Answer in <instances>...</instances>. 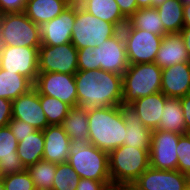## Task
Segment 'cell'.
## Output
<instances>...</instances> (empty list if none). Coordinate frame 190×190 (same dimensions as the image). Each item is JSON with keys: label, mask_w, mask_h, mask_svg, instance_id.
<instances>
[{"label": "cell", "mask_w": 190, "mask_h": 190, "mask_svg": "<svg viewBox=\"0 0 190 190\" xmlns=\"http://www.w3.org/2000/svg\"><path fill=\"white\" fill-rule=\"evenodd\" d=\"M75 83L80 107L88 110L122 104V75L102 69L77 71Z\"/></svg>", "instance_id": "6da1fadb"}, {"label": "cell", "mask_w": 190, "mask_h": 190, "mask_svg": "<svg viewBox=\"0 0 190 190\" xmlns=\"http://www.w3.org/2000/svg\"><path fill=\"white\" fill-rule=\"evenodd\" d=\"M89 141L100 150L111 152L124 143L126 124L119 106L88 109Z\"/></svg>", "instance_id": "7a4b0ae2"}, {"label": "cell", "mask_w": 190, "mask_h": 190, "mask_svg": "<svg viewBox=\"0 0 190 190\" xmlns=\"http://www.w3.org/2000/svg\"><path fill=\"white\" fill-rule=\"evenodd\" d=\"M67 162L80 178L101 181L107 187L112 185L108 152L100 150L93 144L71 142Z\"/></svg>", "instance_id": "3957f363"}, {"label": "cell", "mask_w": 190, "mask_h": 190, "mask_svg": "<svg viewBox=\"0 0 190 190\" xmlns=\"http://www.w3.org/2000/svg\"><path fill=\"white\" fill-rule=\"evenodd\" d=\"M162 69L154 63L133 64L122 75L123 105L161 92Z\"/></svg>", "instance_id": "277c9868"}, {"label": "cell", "mask_w": 190, "mask_h": 190, "mask_svg": "<svg viewBox=\"0 0 190 190\" xmlns=\"http://www.w3.org/2000/svg\"><path fill=\"white\" fill-rule=\"evenodd\" d=\"M112 185L134 182L149 167V151L122 145L108 153Z\"/></svg>", "instance_id": "5b68a950"}, {"label": "cell", "mask_w": 190, "mask_h": 190, "mask_svg": "<svg viewBox=\"0 0 190 190\" xmlns=\"http://www.w3.org/2000/svg\"><path fill=\"white\" fill-rule=\"evenodd\" d=\"M119 31L114 24L95 17L76 2V16L71 43L77 50L99 47Z\"/></svg>", "instance_id": "8992f818"}, {"label": "cell", "mask_w": 190, "mask_h": 190, "mask_svg": "<svg viewBox=\"0 0 190 190\" xmlns=\"http://www.w3.org/2000/svg\"><path fill=\"white\" fill-rule=\"evenodd\" d=\"M6 46L40 47L39 25L32 22L24 12L4 13L0 24Z\"/></svg>", "instance_id": "52a82bcc"}, {"label": "cell", "mask_w": 190, "mask_h": 190, "mask_svg": "<svg viewBox=\"0 0 190 190\" xmlns=\"http://www.w3.org/2000/svg\"><path fill=\"white\" fill-rule=\"evenodd\" d=\"M129 65L154 63L163 40L162 36L132 28L128 23L121 29Z\"/></svg>", "instance_id": "ba28073f"}, {"label": "cell", "mask_w": 190, "mask_h": 190, "mask_svg": "<svg viewBox=\"0 0 190 190\" xmlns=\"http://www.w3.org/2000/svg\"><path fill=\"white\" fill-rule=\"evenodd\" d=\"M38 70L39 73L75 75L78 71V50L72 43L58 46L41 45L38 52Z\"/></svg>", "instance_id": "9c48e42d"}, {"label": "cell", "mask_w": 190, "mask_h": 190, "mask_svg": "<svg viewBox=\"0 0 190 190\" xmlns=\"http://www.w3.org/2000/svg\"><path fill=\"white\" fill-rule=\"evenodd\" d=\"M38 94L57 98L70 105L78 106L75 75L67 73H38L33 86Z\"/></svg>", "instance_id": "30bf717a"}, {"label": "cell", "mask_w": 190, "mask_h": 190, "mask_svg": "<svg viewBox=\"0 0 190 190\" xmlns=\"http://www.w3.org/2000/svg\"><path fill=\"white\" fill-rule=\"evenodd\" d=\"M181 134L166 130H152L149 166L158 170H177V144Z\"/></svg>", "instance_id": "8fae6325"}, {"label": "cell", "mask_w": 190, "mask_h": 190, "mask_svg": "<svg viewBox=\"0 0 190 190\" xmlns=\"http://www.w3.org/2000/svg\"><path fill=\"white\" fill-rule=\"evenodd\" d=\"M39 47L6 46L0 56V68L28 78L33 84L38 76Z\"/></svg>", "instance_id": "7c38bea8"}, {"label": "cell", "mask_w": 190, "mask_h": 190, "mask_svg": "<svg viewBox=\"0 0 190 190\" xmlns=\"http://www.w3.org/2000/svg\"><path fill=\"white\" fill-rule=\"evenodd\" d=\"M96 52V69L123 75L129 67L125 42L120 30L101 46L93 48Z\"/></svg>", "instance_id": "4fadbf2b"}, {"label": "cell", "mask_w": 190, "mask_h": 190, "mask_svg": "<svg viewBox=\"0 0 190 190\" xmlns=\"http://www.w3.org/2000/svg\"><path fill=\"white\" fill-rule=\"evenodd\" d=\"M76 16V2L60 15L39 26L41 45L58 46L71 43Z\"/></svg>", "instance_id": "5bb4252c"}, {"label": "cell", "mask_w": 190, "mask_h": 190, "mask_svg": "<svg viewBox=\"0 0 190 190\" xmlns=\"http://www.w3.org/2000/svg\"><path fill=\"white\" fill-rule=\"evenodd\" d=\"M190 177L178 170H158L150 166L134 181L143 190H186Z\"/></svg>", "instance_id": "9a60e30c"}, {"label": "cell", "mask_w": 190, "mask_h": 190, "mask_svg": "<svg viewBox=\"0 0 190 190\" xmlns=\"http://www.w3.org/2000/svg\"><path fill=\"white\" fill-rule=\"evenodd\" d=\"M12 119L22 120L42 131L49 126L34 87L12 101Z\"/></svg>", "instance_id": "2e32d148"}, {"label": "cell", "mask_w": 190, "mask_h": 190, "mask_svg": "<svg viewBox=\"0 0 190 190\" xmlns=\"http://www.w3.org/2000/svg\"><path fill=\"white\" fill-rule=\"evenodd\" d=\"M43 135V160L56 164L67 162L72 141L62 125L47 126L43 130Z\"/></svg>", "instance_id": "e0dca14e"}, {"label": "cell", "mask_w": 190, "mask_h": 190, "mask_svg": "<svg viewBox=\"0 0 190 190\" xmlns=\"http://www.w3.org/2000/svg\"><path fill=\"white\" fill-rule=\"evenodd\" d=\"M161 92L168 98H181L190 93V62L162 69Z\"/></svg>", "instance_id": "ac0fdd59"}, {"label": "cell", "mask_w": 190, "mask_h": 190, "mask_svg": "<svg viewBox=\"0 0 190 190\" xmlns=\"http://www.w3.org/2000/svg\"><path fill=\"white\" fill-rule=\"evenodd\" d=\"M120 112L126 124L123 145L150 150L152 130L142 124L131 105H120Z\"/></svg>", "instance_id": "d6986e66"}, {"label": "cell", "mask_w": 190, "mask_h": 190, "mask_svg": "<svg viewBox=\"0 0 190 190\" xmlns=\"http://www.w3.org/2000/svg\"><path fill=\"white\" fill-rule=\"evenodd\" d=\"M190 62L183 37L180 32L167 33L161 42L156 54L155 63L161 69L176 65L178 63Z\"/></svg>", "instance_id": "ffe728a7"}, {"label": "cell", "mask_w": 190, "mask_h": 190, "mask_svg": "<svg viewBox=\"0 0 190 190\" xmlns=\"http://www.w3.org/2000/svg\"><path fill=\"white\" fill-rule=\"evenodd\" d=\"M18 141L9 126L0 128V173L1 177L25 170L17 154Z\"/></svg>", "instance_id": "44dd1931"}, {"label": "cell", "mask_w": 190, "mask_h": 190, "mask_svg": "<svg viewBox=\"0 0 190 190\" xmlns=\"http://www.w3.org/2000/svg\"><path fill=\"white\" fill-rule=\"evenodd\" d=\"M168 99L162 92L141 97L130 104L138 114L145 127L158 129L165 101Z\"/></svg>", "instance_id": "7402d4cb"}, {"label": "cell", "mask_w": 190, "mask_h": 190, "mask_svg": "<svg viewBox=\"0 0 190 190\" xmlns=\"http://www.w3.org/2000/svg\"><path fill=\"white\" fill-rule=\"evenodd\" d=\"M72 3V0H31L26 2L24 13L40 26L60 15Z\"/></svg>", "instance_id": "603a6c76"}, {"label": "cell", "mask_w": 190, "mask_h": 190, "mask_svg": "<svg viewBox=\"0 0 190 190\" xmlns=\"http://www.w3.org/2000/svg\"><path fill=\"white\" fill-rule=\"evenodd\" d=\"M85 11L95 17L114 24L121 30L127 23V18L121 13L115 0H79L77 2Z\"/></svg>", "instance_id": "cb8c5ba5"}, {"label": "cell", "mask_w": 190, "mask_h": 190, "mask_svg": "<svg viewBox=\"0 0 190 190\" xmlns=\"http://www.w3.org/2000/svg\"><path fill=\"white\" fill-rule=\"evenodd\" d=\"M61 125L72 142L88 143V110L86 108L72 107Z\"/></svg>", "instance_id": "d4e9b609"}, {"label": "cell", "mask_w": 190, "mask_h": 190, "mask_svg": "<svg viewBox=\"0 0 190 190\" xmlns=\"http://www.w3.org/2000/svg\"><path fill=\"white\" fill-rule=\"evenodd\" d=\"M44 135L42 130L34 133L18 142L17 154L25 169L43 159Z\"/></svg>", "instance_id": "484cf974"}, {"label": "cell", "mask_w": 190, "mask_h": 190, "mask_svg": "<svg viewBox=\"0 0 190 190\" xmlns=\"http://www.w3.org/2000/svg\"><path fill=\"white\" fill-rule=\"evenodd\" d=\"M33 86L34 84L28 78L0 68V98L13 101Z\"/></svg>", "instance_id": "4316f807"}, {"label": "cell", "mask_w": 190, "mask_h": 190, "mask_svg": "<svg viewBox=\"0 0 190 190\" xmlns=\"http://www.w3.org/2000/svg\"><path fill=\"white\" fill-rule=\"evenodd\" d=\"M159 130L186 134L185 119L183 116L180 98H168L165 101Z\"/></svg>", "instance_id": "83f0119b"}, {"label": "cell", "mask_w": 190, "mask_h": 190, "mask_svg": "<svg viewBox=\"0 0 190 190\" xmlns=\"http://www.w3.org/2000/svg\"><path fill=\"white\" fill-rule=\"evenodd\" d=\"M183 5L180 0H166L156 8L166 34L178 33L184 27Z\"/></svg>", "instance_id": "f1b7e54d"}, {"label": "cell", "mask_w": 190, "mask_h": 190, "mask_svg": "<svg viewBox=\"0 0 190 190\" xmlns=\"http://www.w3.org/2000/svg\"><path fill=\"white\" fill-rule=\"evenodd\" d=\"M127 23L132 28H138L151 32L155 35L164 37L163 23L158 14V11L154 7L138 9L128 20Z\"/></svg>", "instance_id": "f546056e"}, {"label": "cell", "mask_w": 190, "mask_h": 190, "mask_svg": "<svg viewBox=\"0 0 190 190\" xmlns=\"http://www.w3.org/2000/svg\"><path fill=\"white\" fill-rule=\"evenodd\" d=\"M34 182L36 190H52L56 163L40 160L26 168Z\"/></svg>", "instance_id": "4dcf8cb0"}, {"label": "cell", "mask_w": 190, "mask_h": 190, "mask_svg": "<svg viewBox=\"0 0 190 190\" xmlns=\"http://www.w3.org/2000/svg\"><path fill=\"white\" fill-rule=\"evenodd\" d=\"M40 104L49 125H61L71 110V106L57 98L39 94Z\"/></svg>", "instance_id": "1f68e13d"}, {"label": "cell", "mask_w": 190, "mask_h": 190, "mask_svg": "<svg viewBox=\"0 0 190 190\" xmlns=\"http://www.w3.org/2000/svg\"><path fill=\"white\" fill-rule=\"evenodd\" d=\"M79 175L68 162L56 164L52 190H76Z\"/></svg>", "instance_id": "d6a6232c"}, {"label": "cell", "mask_w": 190, "mask_h": 190, "mask_svg": "<svg viewBox=\"0 0 190 190\" xmlns=\"http://www.w3.org/2000/svg\"><path fill=\"white\" fill-rule=\"evenodd\" d=\"M5 190H36L34 182L25 169L21 173L2 177Z\"/></svg>", "instance_id": "836d02e7"}, {"label": "cell", "mask_w": 190, "mask_h": 190, "mask_svg": "<svg viewBox=\"0 0 190 190\" xmlns=\"http://www.w3.org/2000/svg\"><path fill=\"white\" fill-rule=\"evenodd\" d=\"M176 152L178 155L177 170L190 177V134L179 137Z\"/></svg>", "instance_id": "e575fe53"}, {"label": "cell", "mask_w": 190, "mask_h": 190, "mask_svg": "<svg viewBox=\"0 0 190 190\" xmlns=\"http://www.w3.org/2000/svg\"><path fill=\"white\" fill-rule=\"evenodd\" d=\"M96 70V52L87 47L78 49V71Z\"/></svg>", "instance_id": "d590c367"}, {"label": "cell", "mask_w": 190, "mask_h": 190, "mask_svg": "<svg viewBox=\"0 0 190 190\" xmlns=\"http://www.w3.org/2000/svg\"><path fill=\"white\" fill-rule=\"evenodd\" d=\"M8 126L18 142L37 130L30 124L18 119H11V121L8 123Z\"/></svg>", "instance_id": "8d00e7d4"}, {"label": "cell", "mask_w": 190, "mask_h": 190, "mask_svg": "<svg viewBox=\"0 0 190 190\" xmlns=\"http://www.w3.org/2000/svg\"><path fill=\"white\" fill-rule=\"evenodd\" d=\"M12 119V101L0 98V128L8 126Z\"/></svg>", "instance_id": "74e56055"}, {"label": "cell", "mask_w": 190, "mask_h": 190, "mask_svg": "<svg viewBox=\"0 0 190 190\" xmlns=\"http://www.w3.org/2000/svg\"><path fill=\"white\" fill-rule=\"evenodd\" d=\"M25 0H0V9L3 13L24 12Z\"/></svg>", "instance_id": "f35d334b"}, {"label": "cell", "mask_w": 190, "mask_h": 190, "mask_svg": "<svg viewBox=\"0 0 190 190\" xmlns=\"http://www.w3.org/2000/svg\"><path fill=\"white\" fill-rule=\"evenodd\" d=\"M120 8L121 13L129 19L137 10L136 0H115Z\"/></svg>", "instance_id": "ab89813d"}, {"label": "cell", "mask_w": 190, "mask_h": 190, "mask_svg": "<svg viewBox=\"0 0 190 190\" xmlns=\"http://www.w3.org/2000/svg\"><path fill=\"white\" fill-rule=\"evenodd\" d=\"M106 187L101 181L80 178L76 190H104Z\"/></svg>", "instance_id": "60d3db41"}, {"label": "cell", "mask_w": 190, "mask_h": 190, "mask_svg": "<svg viewBox=\"0 0 190 190\" xmlns=\"http://www.w3.org/2000/svg\"><path fill=\"white\" fill-rule=\"evenodd\" d=\"M185 119L186 134H190V93L180 98Z\"/></svg>", "instance_id": "b9f144b4"}, {"label": "cell", "mask_w": 190, "mask_h": 190, "mask_svg": "<svg viewBox=\"0 0 190 190\" xmlns=\"http://www.w3.org/2000/svg\"><path fill=\"white\" fill-rule=\"evenodd\" d=\"M180 33L183 37L184 45L190 58V27H183Z\"/></svg>", "instance_id": "7bdbcfd3"}, {"label": "cell", "mask_w": 190, "mask_h": 190, "mask_svg": "<svg viewBox=\"0 0 190 190\" xmlns=\"http://www.w3.org/2000/svg\"><path fill=\"white\" fill-rule=\"evenodd\" d=\"M184 10V27H190V3L183 5Z\"/></svg>", "instance_id": "ee69618b"}, {"label": "cell", "mask_w": 190, "mask_h": 190, "mask_svg": "<svg viewBox=\"0 0 190 190\" xmlns=\"http://www.w3.org/2000/svg\"><path fill=\"white\" fill-rule=\"evenodd\" d=\"M120 190H143L134 182H125L118 185Z\"/></svg>", "instance_id": "f6af8a7d"}, {"label": "cell", "mask_w": 190, "mask_h": 190, "mask_svg": "<svg viewBox=\"0 0 190 190\" xmlns=\"http://www.w3.org/2000/svg\"><path fill=\"white\" fill-rule=\"evenodd\" d=\"M138 9L153 7V0H136Z\"/></svg>", "instance_id": "bcb514c9"}, {"label": "cell", "mask_w": 190, "mask_h": 190, "mask_svg": "<svg viewBox=\"0 0 190 190\" xmlns=\"http://www.w3.org/2000/svg\"><path fill=\"white\" fill-rule=\"evenodd\" d=\"M5 48H6V44H5L2 34L0 33V56L4 52Z\"/></svg>", "instance_id": "7dc6e473"}, {"label": "cell", "mask_w": 190, "mask_h": 190, "mask_svg": "<svg viewBox=\"0 0 190 190\" xmlns=\"http://www.w3.org/2000/svg\"><path fill=\"white\" fill-rule=\"evenodd\" d=\"M166 0H153V7L157 8L158 6L162 5Z\"/></svg>", "instance_id": "c3c4849f"}, {"label": "cell", "mask_w": 190, "mask_h": 190, "mask_svg": "<svg viewBox=\"0 0 190 190\" xmlns=\"http://www.w3.org/2000/svg\"><path fill=\"white\" fill-rule=\"evenodd\" d=\"M104 190H120L118 185H110L106 187Z\"/></svg>", "instance_id": "681fc988"}, {"label": "cell", "mask_w": 190, "mask_h": 190, "mask_svg": "<svg viewBox=\"0 0 190 190\" xmlns=\"http://www.w3.org/2000/svg\"><path fill=\"white\" fill-rule=\"evenodd\" d=\"M0 190H5L2 177H0Z\"/></svg>", "instance_id": "f907efd6"}, {"label": "cell", "mask_w": 190, "mask_h": 190, "mask_svg": "<svg viewBox=\"0 0 190 190\" xmlns=\"http://www.w3.org/2000/svg\"><path fill=\"white\" fill-rule=\"evenodd\" d=\"M183 4L190 3V0H180Z\"/></svg>", "instance_id": "816d5d0a"}, {"label": "cell", "mask_w": 190, "mask_h": 190, "mask_svg": "<svg viewBox=\"0 0 190 190\" xmlns=\"http://www.w3.org/2000/svg\"><path fill=\"white\" fill-rule=\"evenodd\" d=\"M3 12L1 11V9H0V24H1V19H2V16H3Z\"/></svg>", "instance_id": "f5cc1de1"}, {"label": "cell", "mask_w": 190, "mask_h": 190, "mask_svg": "<svg viewBox=\"0 0 190 190\" xmlns=\"http://www.w3.org/2000/svg\"><path fill=\"white\" fill-rule=\"evenodd\" d=\"M186 190H190V182L188 183V187H187Z\"/></svg>", "instance_id": "db71d44e"}]
</instances>
